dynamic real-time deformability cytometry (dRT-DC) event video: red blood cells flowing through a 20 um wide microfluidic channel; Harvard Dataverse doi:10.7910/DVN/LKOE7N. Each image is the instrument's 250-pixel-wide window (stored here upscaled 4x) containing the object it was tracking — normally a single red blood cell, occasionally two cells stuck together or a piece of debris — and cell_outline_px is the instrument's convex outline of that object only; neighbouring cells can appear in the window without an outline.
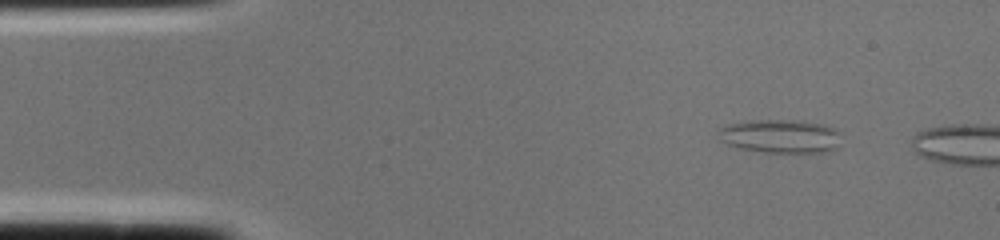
{"species": "common noctule bat (a hibernating species)", "species_latin": "Nyctalus noctula", "temperature_condition": "cold", "stored_images_in_passage": 2, "camera_frame_rate_fps": 3000, "um_per_image_px": 0.085, "animal": {"sex": "female", "body_mass_g": 22.0, "forearm_length_mm": 56.7}, "frame": {"image": 1, "passage_image": 1, "time_ms": 0.0, "image_size_px": [1000, 240], "cell_outline_px": [[840, 132], [836, 148], [820, 152], [764, 152], [736, 148], [720, 140], [716, 128], [724, 124], [752, 120], [788, 120], [824, 124]], "centroid_in_image_um": [66.23, 11.57], "position_along_channel_um": 18.8, "area_um2": 24.04}}